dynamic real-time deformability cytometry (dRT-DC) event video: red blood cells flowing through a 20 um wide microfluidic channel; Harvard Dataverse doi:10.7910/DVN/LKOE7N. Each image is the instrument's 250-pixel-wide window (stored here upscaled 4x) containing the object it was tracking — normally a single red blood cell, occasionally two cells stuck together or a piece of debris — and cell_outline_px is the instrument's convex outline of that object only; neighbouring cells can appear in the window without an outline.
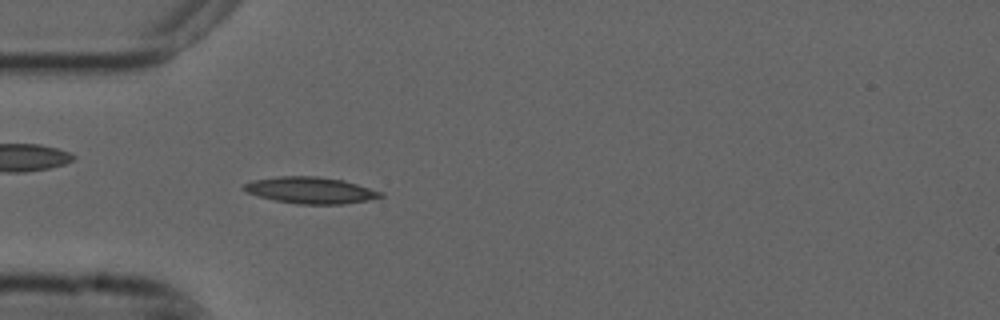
{"species": "common noctule bat (a hibernating species)", "species_latin": "Nyctalus noctula", "temperature_condition": "cold", "stored_images_in_passage": 53, "camera_frame_rate_fps": 3000, "um_per_image_px": 0.085, "animal": {"sex": "male", "forearm_length_mm": 52.5}, "frame": {"image": 1, "passage_image": 15, "time_ms": 4.667, "image_size_px": [1000, 320], "cell_outline_px": [[384, 196], [368, 200], [344, 204], [296, 204], [276, 200], [260, 196], [248, 192], [240, 188], [244, 184], [252, 180], [280, 176], [316, 176], [344, 180], [384, 192]], "centroid_in_image_um": [26.42, 16.17], "position_along_channel_um": 58.6, "area_um2": 21.1}}
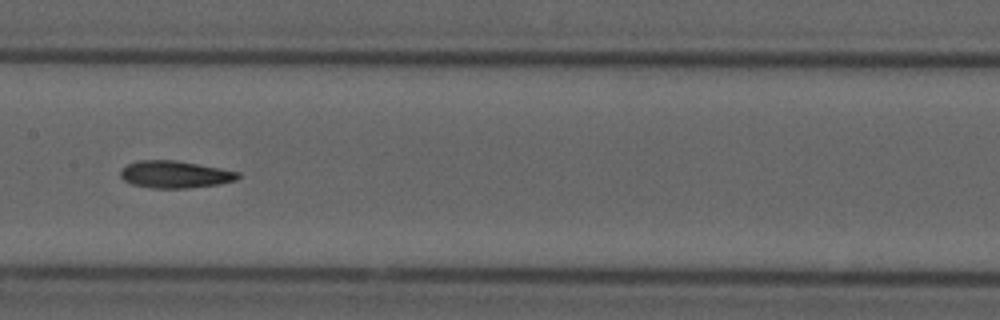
{"frame": {"image": 2, "passage_image": 26, "time_ms": 8.333, "image_size_px": [1000, 320], "cell_outline_px": [[240, 176], [236, 180], [220, 184], [188, 188], [152, 188], [132, 184], [124, 180], [120, 176], [120, 172], [128, 164], [136, 160], [176, 160], [220, 168], [240, 172]], "centroid_in_image_um": [14.89, 14.82], "position_along_channel_um": 192.5, "area_um2": 18.61}}
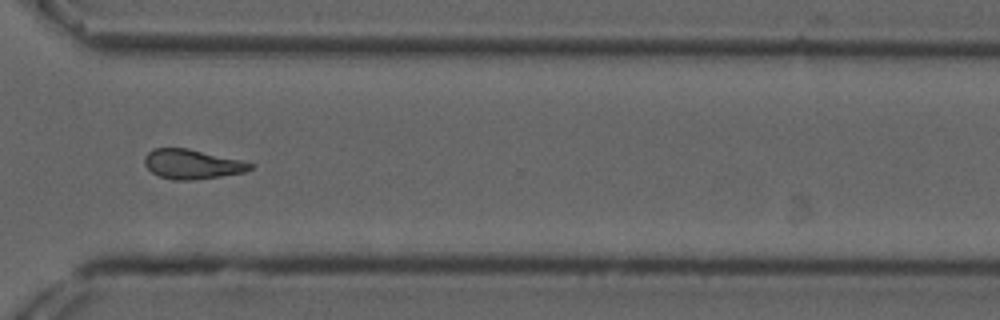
{"frame": {"image": 3, "passage_image": 39, "time_ms": 12.667, "image_size_px": [1000, 320], "cell_outline_px": [[256, 164], [252, 168], [244, 172], [220, 176], [192, 180], [172, 180], [160, 176], [152, 172], [144, 164], [144, 156], [152, 148], [188, 148], [240, 160]], "centroid_in_image_um": [16.31, 13.95], "position_along_channel_um": 354.3, "area_um2": 18.15}, "authors_computed_cell_mechanics": {"area_um2": 18.5538, "velocity_mm_per_s": 3.7501, "shape_relaxation_time_tau1_ms": null, "shape_relaxation_time_tau2_ms": 6.8399, "deformation_change_tau1": null, "deformation_change_tau2": 0.1384}}